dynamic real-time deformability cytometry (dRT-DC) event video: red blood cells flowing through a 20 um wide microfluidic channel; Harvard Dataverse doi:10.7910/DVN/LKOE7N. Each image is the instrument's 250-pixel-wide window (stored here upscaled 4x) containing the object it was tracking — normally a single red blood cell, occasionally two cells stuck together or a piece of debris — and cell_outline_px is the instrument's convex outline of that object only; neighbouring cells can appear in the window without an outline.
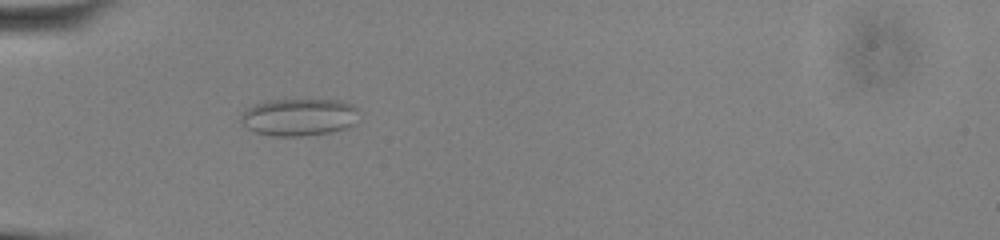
{"species": "common noctule bat (a hibernating species)", "species_latin": "Nyctalus noctula", "temperature_condition": "cold", "stored_images_in_passage": 54, "camera_frame_rate_fps": 3000, "um_per_image_px": 0.085, "animal": {"sex": "male", "body_mass_g": 13.0, "forearm_length_mm": 53.1}, "frame": {"image": 1, "passage_image": 18, "time_ms": 5.667, "image_size_px": [1000, 240], "cell_outline_px": [[360, 120], [356, 124], [348, 128], [332, 132], [304, 136], [272, 136], [256, 132], [248, 128], [240, 120], [240, 116], [252, 104], [264, 100], [340, 100], [352, 104], [356, 108]], "centroid_in_image_um": [25.46, 9.96], "position_along_channel_um": 59.5, "area_um2": 26.07}}
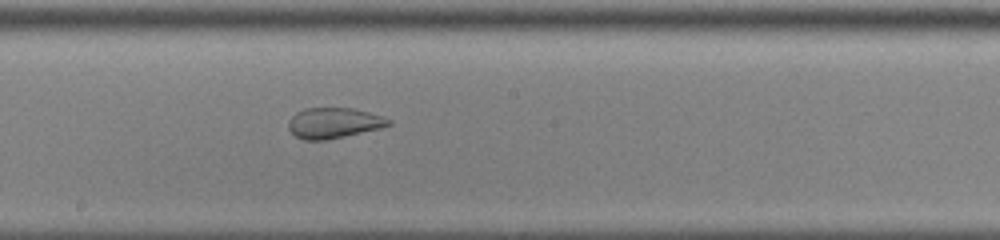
{"frame": {"image": 2, "passage_image": 31, "time_ms": 10.0, "image_size_px": [1000, 240], "cell_outline_px": [[392, 124], [380, 128], [324, 140], [304, 140], [296, 136], [288, 128], [288, 120], [296, 112], [304, 108], [352, 108], [384, 116], [392, 120]], "centroid_in_image_um": [28.36, 10.44], "position_along_channel_um": 219.8, "area_um2": 17.74}}
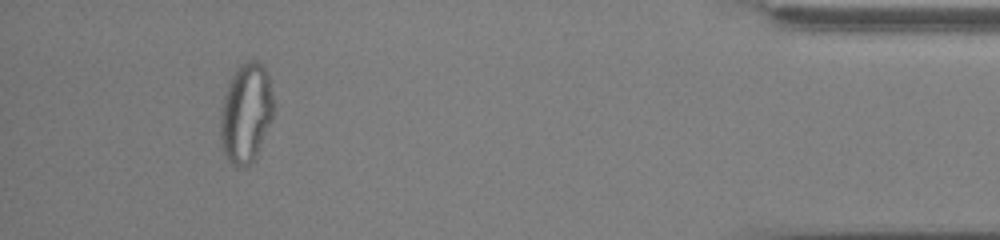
{"frame": {"image": 3, "passage_image": 50, "time_ms": 16.333, "image_size_px": [1000, 240], "cell_outline_px": [[276, 112], [256, 156], [244, 168], [236, 168], [228, 160], [220, 148], [220, 108], [228, 84], [236, 68], [240, 64], [248, 60], [256, 60], [264, 64], [268, 72], [276, 104]], "centroid_in_image_um": [20.94, 9.6], "position_along_channel_um": 414.3, "area_um2": 31.96}, "authors_computed_cell_mechanics": {"area_um2": 27.0504, "velocity_mm_per_s": 3.9181, "shape_relaxation_time_tau1_ms": null, "shape_relaxation_time_tau2_ms": 0.9855, "deformation_change_tau1": null, "deformation_change_tau2": 0.0691}}